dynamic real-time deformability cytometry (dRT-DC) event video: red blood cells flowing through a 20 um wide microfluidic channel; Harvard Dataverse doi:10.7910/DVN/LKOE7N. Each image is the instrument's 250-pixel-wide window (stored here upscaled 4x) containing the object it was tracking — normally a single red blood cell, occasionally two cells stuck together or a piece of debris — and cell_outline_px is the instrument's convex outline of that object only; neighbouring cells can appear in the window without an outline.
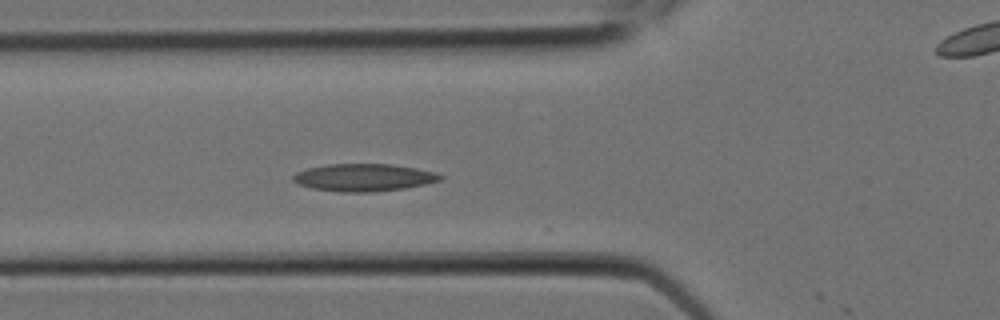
{"species": "Egyptian fruit bat (a non-hibernating species)", "species_latin": "Rousettus aegyptiacus", "temperature_condition": "room temperature", "stored_images_in_passage": 7, "segment_of_instrument_passage": [1, 2], "camera_frame_rate_fps": 3000, "um_per_image_px": 0.085, "animal": {"sex": "female"}, "frame": {"image": 1, "passage_image": 6, "time_ms": 1.667, "image_size_px": [1000, 320], "cell_outline_px": [[444, 176], [440, 180], [424, 184], [404, 188], [372, 192], [340, 192], [312, 188], [300, 184], [292, 180], [292, 176], [296, 172], [308, 168], [328, 164], [392, 164], [416, 168], [436, 172]], "centroid_in_image_um": [30.92, 15.08], "position_along_channel_um": 94.9, "area_um2": 23.47}}